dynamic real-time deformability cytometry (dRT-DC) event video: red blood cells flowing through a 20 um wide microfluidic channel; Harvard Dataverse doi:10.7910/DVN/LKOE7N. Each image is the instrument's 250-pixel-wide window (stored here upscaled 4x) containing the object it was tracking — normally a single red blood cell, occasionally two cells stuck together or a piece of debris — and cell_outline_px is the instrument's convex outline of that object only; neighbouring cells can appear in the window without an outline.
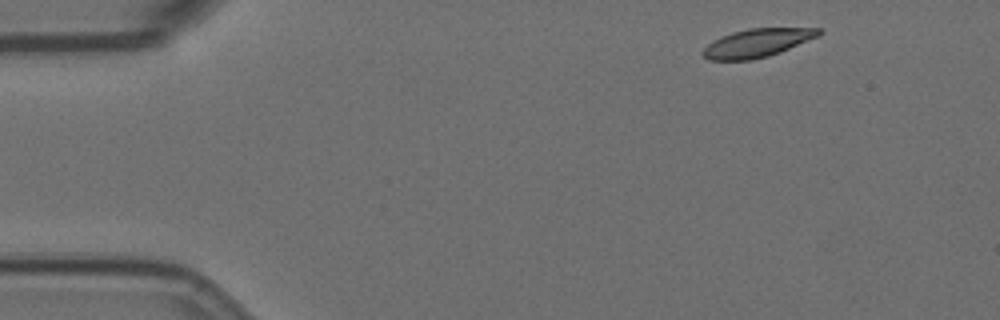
{"species": "Egyptian fruit bat (a non-hibernating species)", "species_latin": "Rousettus aegyptiacus", "temperature_condition": "room temperature", "stored_images_in_passage": 4, "camera_frame_rate_fps": 3000, "um_per_image_px": 0.085, "animal": {"sex": "female"}, "frame": {"image": 1, "passage_image": 1, "time_ms": 0.0, "image_size_px": [1000, 320], "cell_outline_px": [[824, 32], [820, 36], [780, 52], [768, 56], [752, 60], [708, 60], [700, 52], [708, 44], [732, 32], [748, 28], [824, 28]], "centroid_in_image_um": [64.42, 3.65], "position_along_channel_um": 20.6, "area_um2": 19.19}}
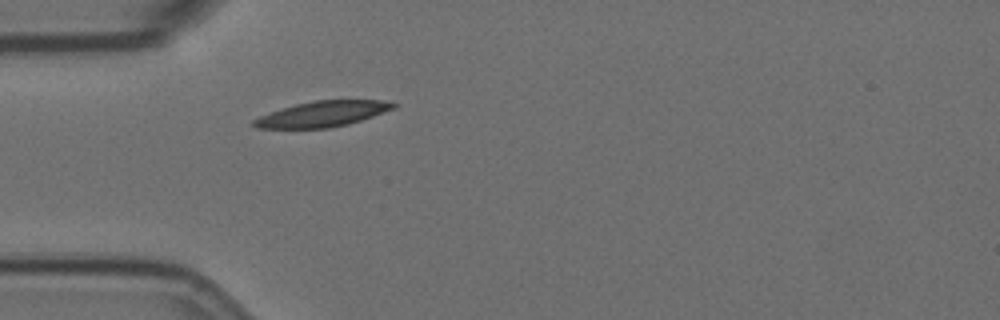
{"frame": {"image": 2, "passage_image": 4, "time_ms": 3.333, "image_size_px": [1000, 320], "cell_outline_px": [[396, 108], [348, 124], [328, 128], [256, 128], [252, 124], [252, 120], [260, 116], [280, 108], [296, 104], [316, 100], [380, 100], [396, 104]], "centroid_in_image_um": [27.37, 9.69], "position_along_channel_um": 57.6, "area_um2": 20.63}}